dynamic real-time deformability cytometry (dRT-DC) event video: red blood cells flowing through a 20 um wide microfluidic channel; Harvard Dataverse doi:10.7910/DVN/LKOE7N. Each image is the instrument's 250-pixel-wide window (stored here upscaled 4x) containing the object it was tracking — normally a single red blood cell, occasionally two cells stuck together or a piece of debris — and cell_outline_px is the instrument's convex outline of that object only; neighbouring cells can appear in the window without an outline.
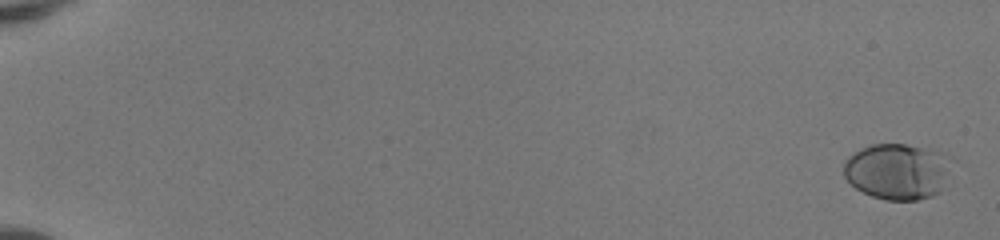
{"species": "human", "species_latin": "Homo sapiens", "temperature_condition": "room temperature", "stored_images_in_passage": 52, "camera_frame_rate_fps": 3000, "um_per_image_px": 0.085, "donor": {"sex": "female"}, "frame": {"image": 1, "passage_image": 1, "time_ms": 0.0, "image_size_px": [1000, 240], "cell_outline_px": [[956, 160], [940, 192], [932, 196], [916, 200], [884, 200], [872, 196], [856, 188], [844, 176], [844, 160], [852, 152], [860, 148], [872, 144], [904, 144], [932, 148], [948, 152], [956, 156]], "centroid_in_image_um": [76.39, 14.53], "position_along_channel_um": 8.6, "area_um2": 36.41}}
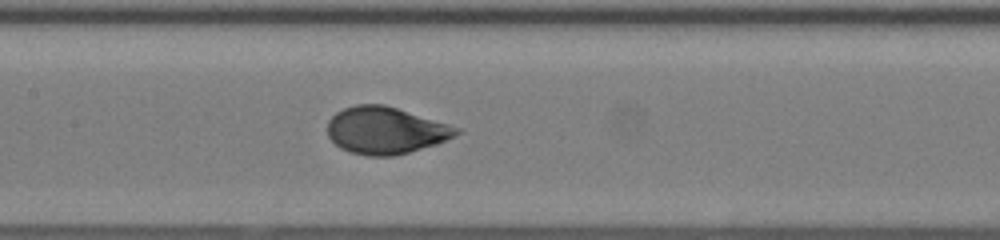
{"frame": {"image": 2, "passage_image": 28, "time_ms": 9.0, "image_size_px": [1000, 240], "cell_outline_px": [[464, 132], [436, 144], [408, 152], [392, 156], [368, 156], [348, 152], [340, 148], [328, 136], [328, 120], [336, 112], [344, 108], [356, 104], [384, 104], [448, 124], [460, 128]], "centroid_in_image_um": [32.76, 11.09], "position_along_channel_um": 174.6, "area_um2": 35.26}}
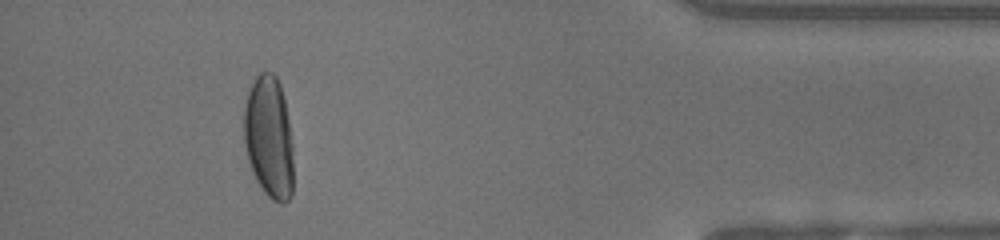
{"frame": {"image": 3, "passage_image": 48, "time_ms": 15.667, "image_size_px": [1000, 240], "cell_outline_px": [[292, 196], [284, 204], [280, 204], [272, 200], [264, 192], [256, 180], [252, 172], [248, 160], [244, 144], [244, 104], [248, 88], [256, 76], [260, 72], [272, 72], [276, 76], [280, 84], [284, 100], [288, 120], [292, 144]], "centroid_in_image_um": [22.84, 11.67], "position_along_channel_um": 412.4, "area_um2": 35.49}, "authors_computed_cell_mechanics": {"area_um2": 34.8534, "velocity_mm_per_s": 4.162, "shape_relaxation_time_tau1_ms": 4.0201, "shape_relaxation_time_tau2_ms": null, "deformation_change_tau1": 0.1995, "deformation_change_tau2": null}}